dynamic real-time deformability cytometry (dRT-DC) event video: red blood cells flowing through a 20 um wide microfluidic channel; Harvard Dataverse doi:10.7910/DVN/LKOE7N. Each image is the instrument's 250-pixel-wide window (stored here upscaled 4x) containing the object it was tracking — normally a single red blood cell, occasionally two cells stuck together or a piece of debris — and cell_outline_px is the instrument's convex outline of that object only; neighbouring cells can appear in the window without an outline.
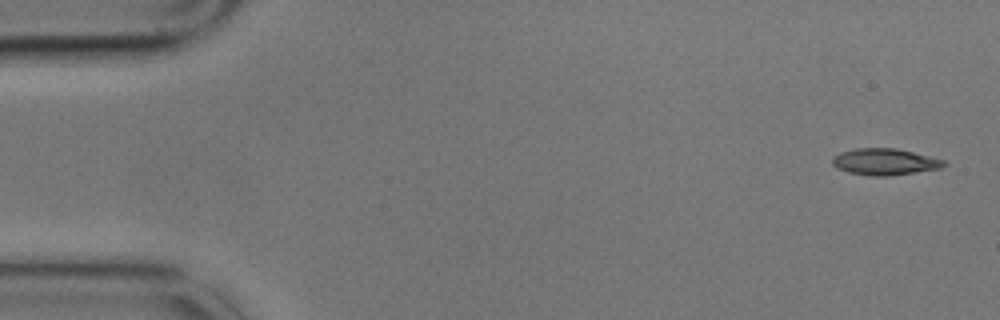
{"species": "common noctule bat (a hibernating species)", "species_latin": "Nyctalus noctula", "temperature_condition": "cold", "stored_images_in_passage": 13, "camera_frame_rate_fps": 3000, "um_per_image_px": 0.085, "animal": {"sex": "male", "body_mass_g": 17.9}, "frame": {"image": 1, "passage_image": 1, "time_ms": 0.0, "image_size_px": [1000, 320], "cell_outline_px": [[948, 164], [940, 168], [888, 176], [868, 176], [848, 172], [836, 168], [832, 164], [832, 156], [840, 152], [856, 148], [896, 148], [944, 160]], "centroid_in_image_um": [75.15, 13.75], "position_along_channel_um": 9.8, "area_um2": 17.22}}
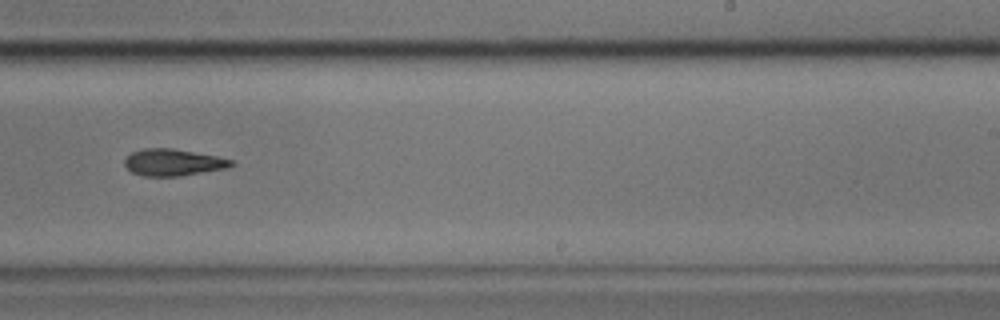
{"frame": {"image": 2, "passage_image": 9, "time_ms": 2.667, "image_size_px": [1000, 320], "cell_outline_px": [[236, 164], [228, 168], [180, 176], [144, 176], [132, 172], [124, 164], [124, 160], [132, 152], [144, 148], [172, 148], [216, 156], [232, 160]], "centroid_in_image_um": [14.73, 13.8], "position_along_channel_um": 274.3, "area_um2": 16.59}}
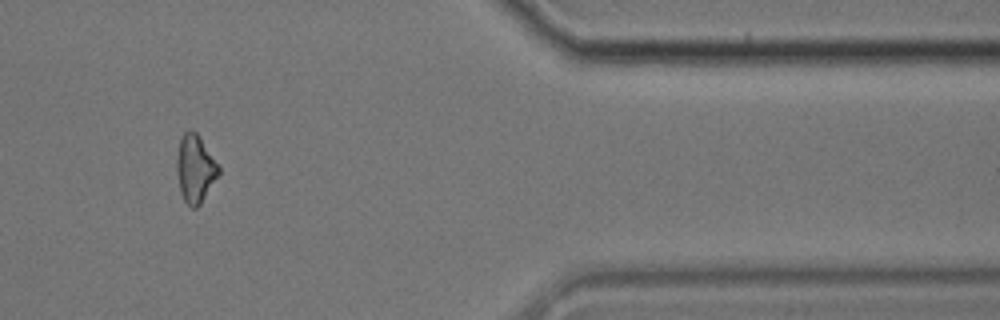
{"frame": {"image": 3, "passage_image": 12, "time_ms": 3.667, "image_size_px": [1000, 320], "cell_outline_px": [[220, 176], [200, 204], [196, 208], [192, 208], [184, 200], [180, 192], [176, 172], [176, 156], [180, 140], [184, 132], [188, 128], [192, 128], [196, 132], [220, 168]], "centroid_in_image_um": [16.58, 14.34], "position_along_channel_um": 394.8, "area_um2": 16.7}}